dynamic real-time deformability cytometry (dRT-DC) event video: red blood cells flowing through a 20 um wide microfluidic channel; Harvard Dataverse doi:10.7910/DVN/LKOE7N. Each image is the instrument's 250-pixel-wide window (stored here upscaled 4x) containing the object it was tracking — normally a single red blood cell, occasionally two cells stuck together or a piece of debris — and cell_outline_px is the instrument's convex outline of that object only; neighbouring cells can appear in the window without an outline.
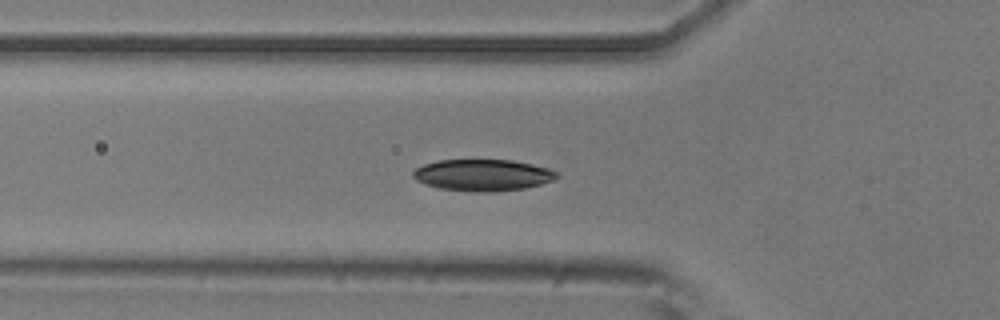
{"species": "common noctule bat (a hibernating species)", "species_latin": "Nyctalus noctula", "temperature_condition": "room temperature", "stored_images_in_passage": 36, "camera_frame_rate_fps": 3000, "um_per_image_px": 0.085, "animal": {"sex": "male", "body_mass_g": 20.5, "forearm_length_mm": 52.5}, "frame": {"image": 1, "passage_image": 9, "time_ms": 2.667, "image_size_px": [1000, 320], "cell_outline_px": [[560, 176], [552, 180], [540, 184], [524, 188], [492, 192], [472, 192], [440, 188], [424, 184], [416, 180], [412, 176], [412, 172], [416, 168], [424, 164], [440, 160], [512, 160], [532, 164], [548, 168], [556, 172]], "centroid_in_image_um": [41.01, 14.88], "position_along_channel_um": 84.8, "area_um2": 26.41}}
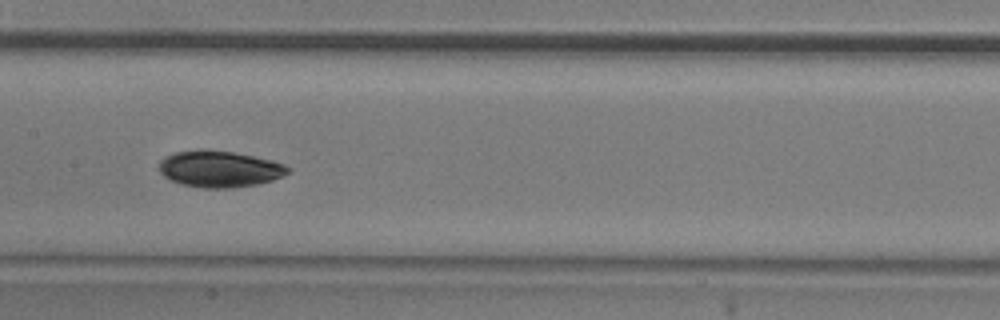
{"frame": {"image": 2, "passage_image": 17, "time_ms": 5.333, "image_size_px": [1000, 320], "cell_outline_px": [[292, 168], [284, 176], [272, 180], [256, 184], [232, 188], [204, 188], [180, 184], [164, 176], [160, 172], [160, 160], [164, 156], [176, 152], [208, 148], [232, 152], [272, 160], [284, 164]], "centroid_in_image_um": [18.66, 14.35], "position_along_channel_um": 188.7, "area_um2": 27.46}}
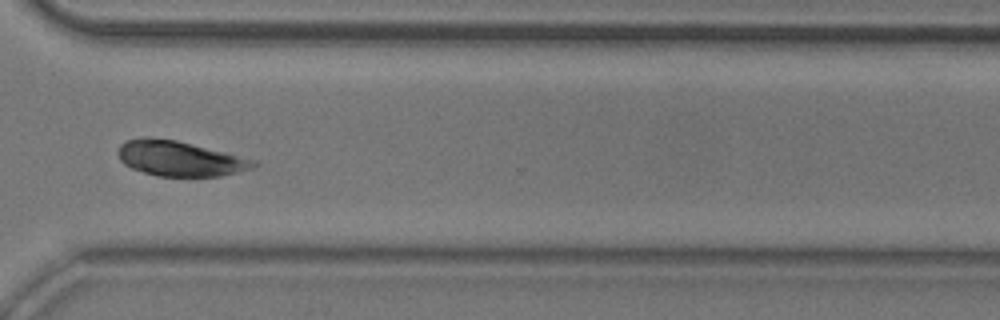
{"frame": {"image": 3, "passage_image": 30, "time_ms": 9.667, "image_size_px": [1000, 320], "cell_outline_px": [[260, 164], [256, 168], [220, 176], [156, 176], [132, 168], [124, 164], [120, 160], [116, 152], [120, 144], [128, 140], [140, 136], [176, 140], [256, 160]], "centroid_in_image_um": [15.28, 13.48], "position_along_channel_um": 355.3, "area_um2": 27.8}, "authors_computed_cell_mechanics": {"area_um2": 27.0504, "velocity_mm_per_s": 3.8542, "shape_relaxation_time_tau1_ms": 1.822, "shape_relaxation_time_tau2_ms": null, "deformation_change_tau1": 0.0783, "deformation_change_tau2": null}}